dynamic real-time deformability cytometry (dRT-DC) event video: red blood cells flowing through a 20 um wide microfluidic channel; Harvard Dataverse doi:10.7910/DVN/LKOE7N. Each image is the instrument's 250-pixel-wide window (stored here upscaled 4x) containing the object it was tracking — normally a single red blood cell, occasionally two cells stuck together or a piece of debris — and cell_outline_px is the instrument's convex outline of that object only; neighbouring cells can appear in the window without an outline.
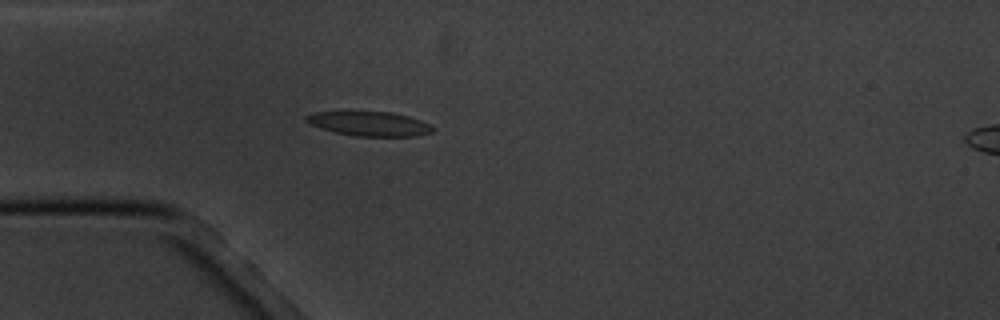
{"species": "common noctule bat (a hibernating species)", "species_latin": "Nyctalus noctula", "temperature_condition": "cold", "stored_images_in_passage": 4, "camera_frame_rate_fps": 3000, "um_per_image_px": 0.085, "animal": {"sex": "male", "body_mass_g": 20.1, "forearm_length_mm": 53.5}, "frame": {"image": 1, "passage_image": 4, "time_ms": 3.333, "image_size_px": [1000, 320], "cell_outline_px": [[436, 128], [432, 132], [416, 136], [356, 136], [336, 132], [320, 128], [308, 124], [304, 120], [304, 116], [312, 112], [348, 108], [392, 112], [408, 116], [420, 120]], "centroid_in_image_um": [31.28, 10.45], "position_along_channel_um": 53.7, "area_um2": 19.13}}